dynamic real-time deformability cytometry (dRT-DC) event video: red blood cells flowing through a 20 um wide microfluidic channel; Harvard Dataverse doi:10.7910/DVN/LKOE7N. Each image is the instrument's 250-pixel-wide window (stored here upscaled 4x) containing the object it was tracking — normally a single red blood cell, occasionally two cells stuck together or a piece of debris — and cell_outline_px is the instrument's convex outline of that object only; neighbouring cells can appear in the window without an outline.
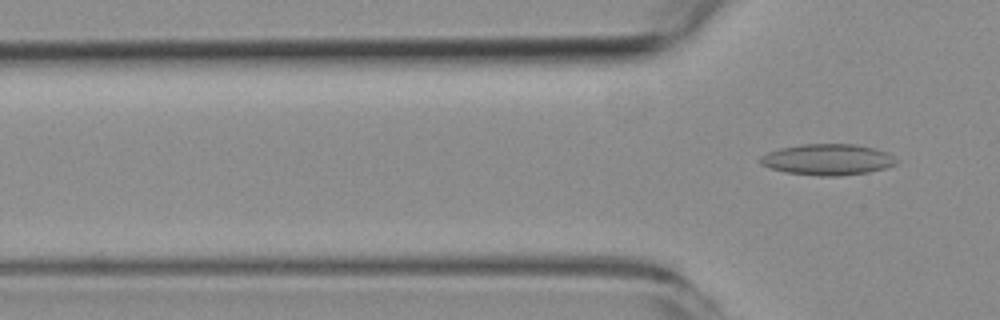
{"species": "common noctule bat (a hibernating species)", "species_latin": "Nyctalus noctula", "temperature_condition": "room temperature", "stored_images_in_passage": 3, "camera_frame_rate_fps": 3000, "um_per_image_px": 0.085, "animal": {"sex": "female", "body_mass_g": 19.3, "forearm_length_mm": 54.1}, "frame": {"image": 1, "passage_image": 3, "time_ms": 2.667, "image_size_px": [1000, 320], "cell_outline_px": [[896, 164], [884, 168], [868, 172], [840, 176], [816, 176], [784, 172], [760, 164], [760, 156], [768, 152], [780, 148], [800, 144], [856, 144], [876, 148], [888, 152], [896, 160]], "centroid_in_image_um": [70.34, 13.56], "position_along_channel_um": 55.5, "area_um2": 24.74}}